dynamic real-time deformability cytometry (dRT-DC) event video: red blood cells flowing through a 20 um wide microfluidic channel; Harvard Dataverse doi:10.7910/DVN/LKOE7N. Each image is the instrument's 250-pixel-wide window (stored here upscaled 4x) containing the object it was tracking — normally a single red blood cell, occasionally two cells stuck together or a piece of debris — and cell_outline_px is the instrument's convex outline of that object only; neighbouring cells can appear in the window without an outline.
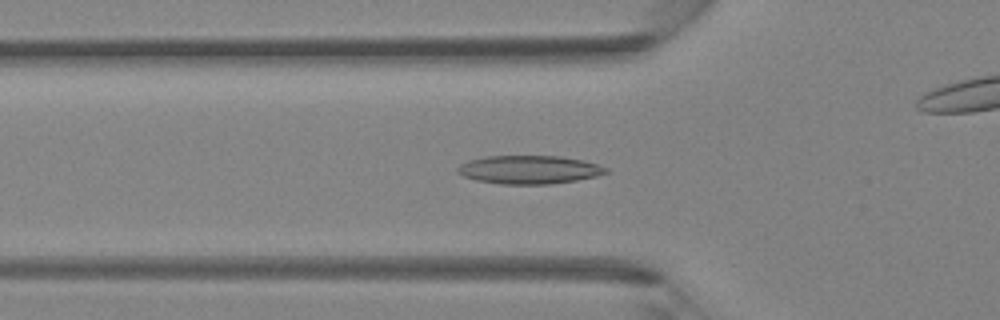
{"species": "Egyptian fruit bat (a non-hibernating species)", "species_latin": "Rousettus aegyptiacus", "temperature_condition": "room temperature", "stored_images_in_passage": 45, "camera_frame_rate_fps": 3000, "um_per_image_px": 0.085, "animal": {"sex": "female"}, "frame": {"image": 1, "passage_image": 15, "time_ms": 4.667, "image_size_px": [1000, 320], "cell_outline_px": [[608, 172], [596, 176], [576, 180], [552, 184], [500, 184], [476, 180], [464, 176], [456, 172], [456, 168], [460, 164], [468, 160], [484, 156], [560, 156], [584, 160], [608, 168]], "centroid_in_image_um": [44.95, 14.42], "position_along_channel_um": 80.9, "area_um2": 24.62}}
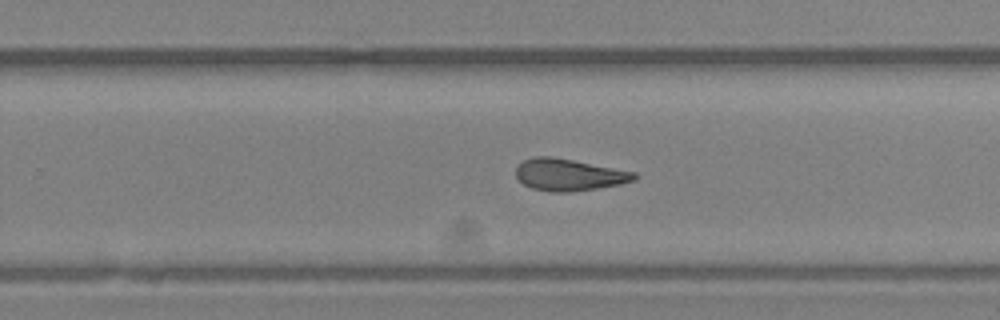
{"frame": {"image": 2, "passage_image": 28, "time_ms": 9.0, "image_size_px": [1000, 320], "cell_outline_px": [[636, 180], [620, 184], [596, 188], [568, 192], [552, 192], [532, 188], [524, 184], [516, 176], [516, 168], [524, 160], [536, 156], [552, 156], [636, 172]], "centroid_in_image_um": [48.36, 14.85], "position_along_channel_um": 281.4, "area_um2": 21.79}}
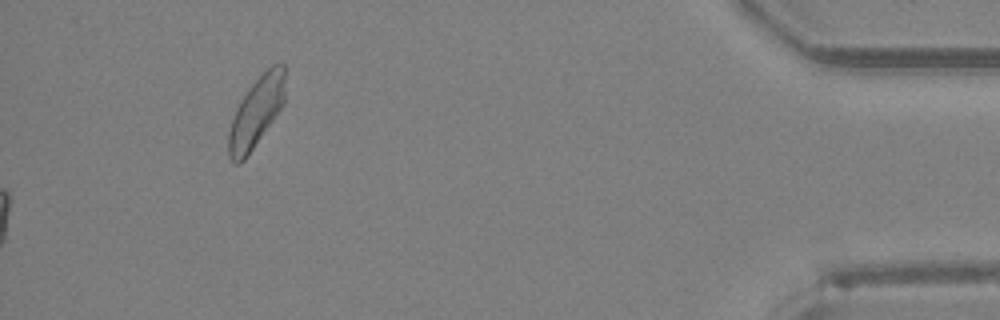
{"frame": {"image": 3, "passage_image": 45, "time_ms": 14.667, "image_size_px": [1000, 320], "cell_outline_px": [[284, 104], [244, 160], [240, 164], [236, 164], [228, 156], [228, 132], [236, 108], [240, 100], [248, 88], [272, 64], [284, 64]], "centroid_in_image_um": [21.76, 9.55], "position_along_channel_um": 413.4, "area_um2": 22.72}}